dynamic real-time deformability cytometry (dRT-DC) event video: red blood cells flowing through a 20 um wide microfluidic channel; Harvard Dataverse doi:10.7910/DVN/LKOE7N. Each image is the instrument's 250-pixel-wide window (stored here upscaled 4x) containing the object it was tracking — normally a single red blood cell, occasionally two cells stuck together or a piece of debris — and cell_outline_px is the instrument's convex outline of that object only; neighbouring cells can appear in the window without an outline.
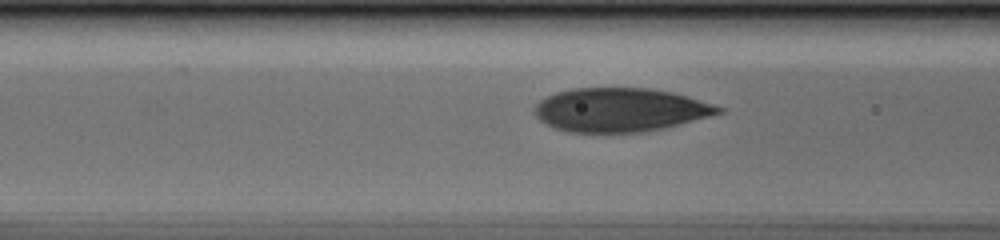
{"species": "human", "species_latin": "Homo sapiens", "temperature_condition": "cold", "stored_images_in_passage": 51, "camera_frame_rate_fps": 3000, "um_per_image_px": 0.085, "donor": {"sex": "male"}, "frame": {"image": 1, "passage_image": 22, "time_ms": 7.0, "image_size_px": [1000, 240], "cell_outline_px": [[724, 112], [664, 128], [640, 132], [568, 132], [556, 128], [540, 120], [532, 112], [532, 108], [540, 100], [556, 92], [572, 88], [648, 88], [672, 92], [712, 104], [724, 108]], "centroid_in_image_um": [52.67, 9.33], "position_along_channel_um": 113.9, "area_um2": 46.59}}
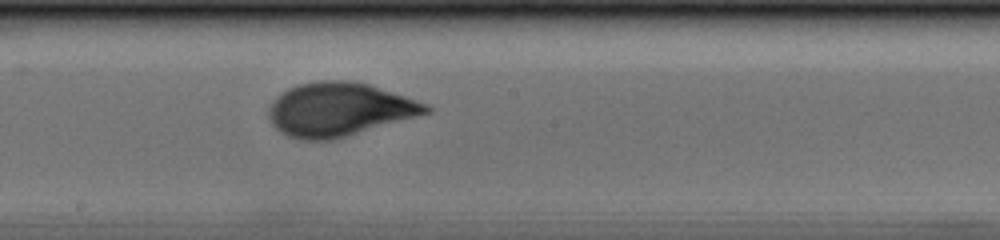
{"frame": {"image": 2, "passage_image": 30, "time_ms": 9.667, "image_size_px": [1000, 240], "cell_outline_px": [[432, 112], [344, 136], [328, 140], [304, 140], [288, 136], [280, 132], [272, 124], [268, 116], [268, 108], [272, 100], [280, 92], [288, 88], [300, 84], [320, 80], [348, 80], [368, 84], [428, 104], [432, 108]], "centroid_in_image_um": [28.78, 9.29], "position_along_channel_um": 219.4, "area_um2": 48.73}}
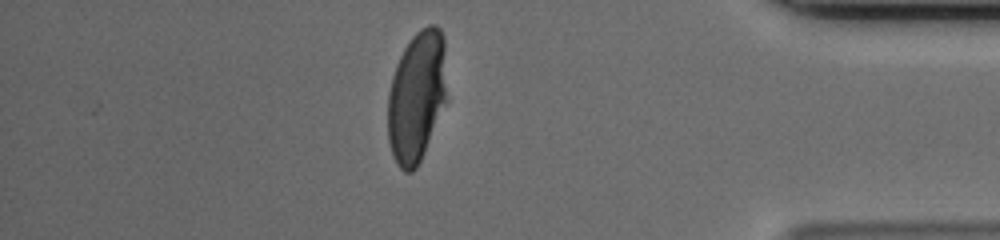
{"frame": {"image": 3, "passage_image": 46, "time_ms": 15.0, "image_size_px": [1000, 240], "cell_outline_px": [[444, 100], [424, 152], [416, 168], [412, 172], [404, 172], [396, 164], [392, 156], [388, 140], [388, 92], [392, 76], [396, 64], [404, 48], [412, 36], [420, 28], [428, 24], [436, 24], [440, 28], [444, 36]], "centroid_in_image_um": [35.36, 8.18], "position_along_channel_um": 399.8, "area_um2": 44.39}}